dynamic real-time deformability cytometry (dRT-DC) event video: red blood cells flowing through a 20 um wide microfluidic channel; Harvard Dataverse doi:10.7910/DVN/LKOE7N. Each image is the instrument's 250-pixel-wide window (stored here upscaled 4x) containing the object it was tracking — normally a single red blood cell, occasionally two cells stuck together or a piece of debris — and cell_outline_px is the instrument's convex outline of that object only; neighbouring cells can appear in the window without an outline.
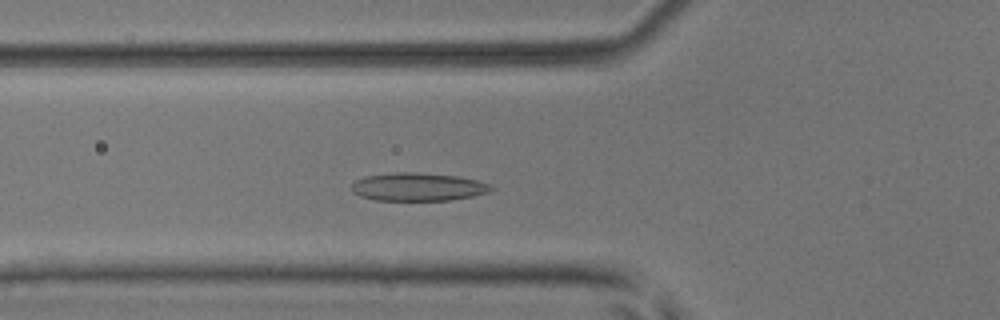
{"species": "common noctule bat (a hibernating species)", "species_latin": "Nyctalus noctula", "temperature_condition": "room temperature", "stored_images_in_passage": 40, "camera_frame_rate_fps": 3000, "um_per_image_px": 0.085, "animal": {"sex": "male", "body_mass_g": 17.9, "forearm_length_mm": 54.2}, "frame": {"image": 1, "passage_image": 9, "time_ms": 2.667, "image_size_px": [1000, 320], "cell_outline_px": [[496, 188], [488, 192], [472, 196], [452, 200], [376, 200], [360, 196], [352, 192], [352, 184], [356, 180], [368, 176], [396, 172], [416, 172], [460, 176], [476, 180], [488, 184]], "centroid_in_image_um": [35.55, 15.88], "position_along_channel_um": 90.3, "area_um2": 22.77}}
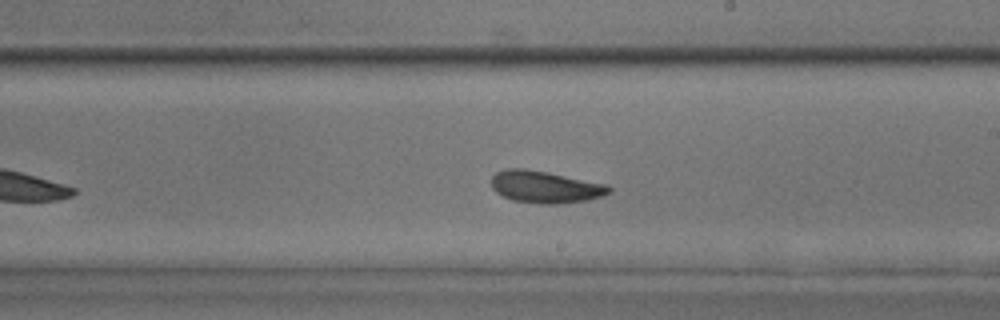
{"frame": {"image": 2, "passage_image": 21, "time_ms": 6.667, "image_size_px": [1000, 320], "cell_outline_px": [[612, 192], [588, 200], [556, 204], [540, 204], [512, 200], [496, 192], [492, 188], [492, 176], [496, 172], [504, 168], [524, 168], [548, 172], [608, 184], [612, 188]], "centroid_in_image_um": [46.35, 15.88], "position_along_channel_um": 242.6, "area_um2": 22.14}}
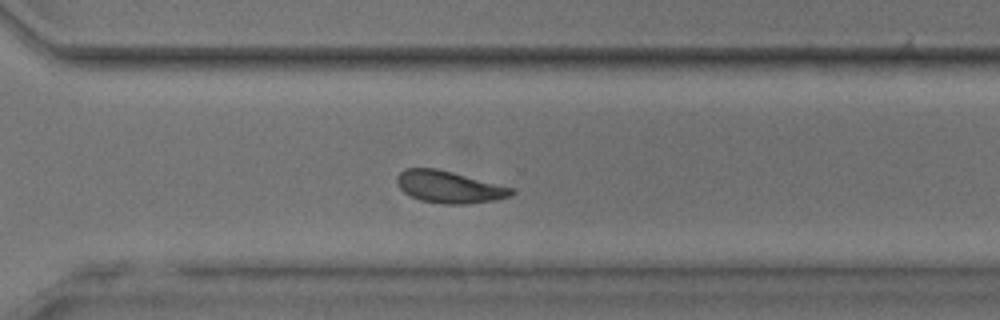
{"frame": {"image": 3, "passage_image": 28, "time_ms": 9.0, "image_size_px": [1000, 320], "cell_outline_px": [[516, 192], [512, 196], [496, 200], [468, 204], [444, 204], [420, 200], [404, 192], [396, 184], [396, 176], [404, 168], [436, 168], [452, 172], [512, 188]], "centroid_in_image_um": [38.16, 15.89], "position_along_channel_um": 332.4, "area_um2": 21.33}, "authors_computed_cell_mechanics": {"area_um2": 21.386, "velocity_mm_per_s": 3.8262, "shape_relaxation_time_tau1_ms": 4.3583, "shape_relaxation_time_tau2_ms": 3.631, "deformation_change_tau1": 0.1135, "deformation_change_tau2": 0.0699}}